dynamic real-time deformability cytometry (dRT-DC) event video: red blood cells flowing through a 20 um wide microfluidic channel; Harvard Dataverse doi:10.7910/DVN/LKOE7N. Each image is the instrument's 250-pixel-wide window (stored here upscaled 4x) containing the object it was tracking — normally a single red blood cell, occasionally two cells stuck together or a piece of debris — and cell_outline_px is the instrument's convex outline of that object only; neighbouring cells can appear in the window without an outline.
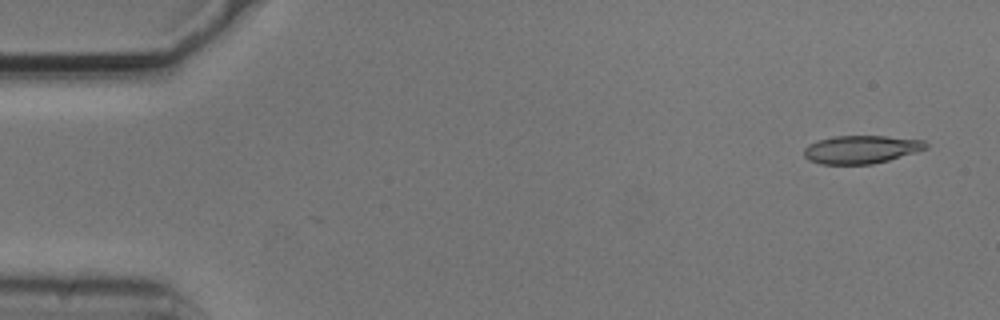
{"species": "common noctule bat (a hibernating species)", "species_latin": "Nyctalus noctula", "temperature_condition": "cold", "stored_images_in_passage": 5, "camera_frame_rate_fps": 3000, "um_per_image_px": 0.085, "animal": {"sex": "male", "body_mass_g": 20.5, "forearm_length_mm": 52.5}, "frame": {"image": 1, "passage_image": 1, "time_ms": 0.0, "image_size_px": [1000, 320], "cell_outline_px": [[928, 148], [916, 152], [888, 160], [872, 164], [820, 164], [808, 160], [804, 156], [804, 148], [808, 144], [832, 136], [884, 136], [924, 140], [928, 144]], "centroid_in_image_um": [73.19, 12.7], "position_along_channel_um": 11.8, "area_um2": 19.94}}
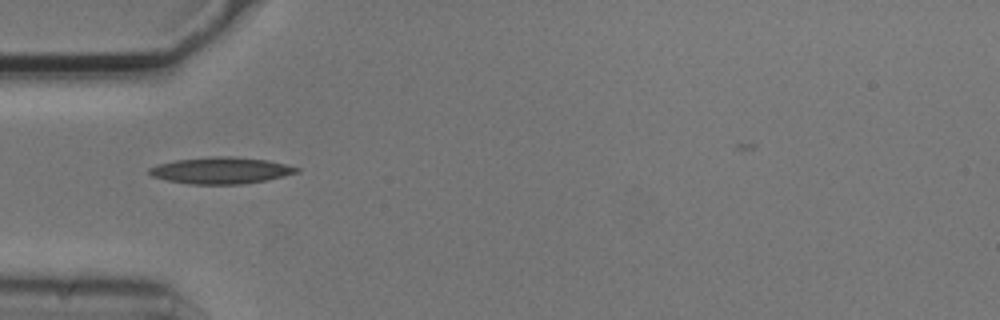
{"frame": {"image": 2, "passage_image": 4, "time_ms": 1.0, "image_size_px": [1000, 320], "cell_outline_px": [[300, 172], [284, 176], [264, 180], [240, 184], [192, 184], [164, 180], [152, 176], [148, 172], [148, 168], [160, 164], [176, 160], [212, 156], [236, 156], [268, 160], [300, 168]], "centroid_in_image_um": [18.78, 14.48], "position_along_channel_um": 66.2, "area_um2": 22.77}}